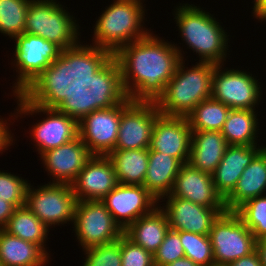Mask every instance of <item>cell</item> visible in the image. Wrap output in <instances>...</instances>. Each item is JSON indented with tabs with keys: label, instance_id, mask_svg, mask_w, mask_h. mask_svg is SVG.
<instances>
[{
	"label": "cell",
	"instance_id": "1",
	"mask_svg": "<svg viewBox=\"0 0 266 266\" xmlns=\"http://www.w3.org/2000/svg\"><path fill=\"white\" fill-rule=\"evenodd\" d=\"M181 60L180 47L150 32L122 47L96 76L112 92L131 101L156 102Z\"/></svg>",
	"mask_w": 266,
	"mask_h": 266
},
{
	"label": "cell",
	"instance_id": "2",
	"mask_svg": "<svg viewBox=\"0 0 266 266\" xmlns=\"http://www.w3.org/2000/svg\"><path fill=\"white\" fill-rule=\"evenodd\" d=\"M14 39L18 76L13 95L65 92L88 77L59 46L41 36L23 33Z\"/></svg>",
	"mask_w": 266,
	"mask_h": 266
},
{
	"label": "cell",
	"instance_id": "3",
	"mask_svg": "<svg viewBox=\"0 0 266 266\" xmlns=\"http://www.w3.org/2000/svg\"><path fill=\"white\" fill-rule=\"evenodd\" d=\"M65 93L76 104L80 139L92 155L108 156L118 139L121 95L112 92L97 76H88Z\"/></svg>",
	"mask_w": 266,
	"mask_h": 266
},
{
	"label": "cell",
	"instance_id": "4",
	"mask_svg": "<svg viewBox=\"0 0 266 266\" xmlns=\"http://www.w3.org/2000/svg\"><path fill=\"white\" fill-rule=\"evenodd\" d=\"M16 116L40 112L46 117L32 125L31 138L38 154L55 149L78 137V114L75 102L65 92L20 93ZM19 114V115H18Z\"/></svg>",
	"mask_w": 266,
	"mask_h": 266
},
{
	"label": "cell",
	"instance_id": "5",
	"mask_svg": "<svg viewBox=\"0 0 266 266\" xmlns=\"http://www.w3.org/2000/svg\"><path fill=\"white\" fill-rule=\"evenodd\" d=\"M143 6L142 0H115L98 17L94 26V42L92 45L83 44L86 61L96 71L122 47L150 33L143 28L146 16Z\"/></svg>",
	"mask_w": 266,
	"mask_h": 266
},
{
	"label": "cell",
	"instance_id": "6",
	"mask_svg": "<svg viewBox=\"0 0 266 266\" xmlns=\"http://www.w3.org/2000/svg\"><path fill=\"white\" fill-rule=\"evenodd\" d=\"M56 0H32L28 7L24 33L41 36L59 46L88 76L97 71L86 61L78 40L79 24Z\"/></svg>",
	"mask_w": 266,
	"mask_h": 266
},
{
	"label": "cell",
	"instance_id": "7",
	"mask_svg": "<svg viewBox=\"0 0 266 266\" xmlns=\"http://www.w3.org/2000/svg\"><path fill=\"white\" fill-rule=\"evenodd\" d=\"M185 60L166 84L164 93L156 100L161 115L186 117L196 105L212 97L215 64L196 62L185 70Z\"/></svg>",
	"mask_w": 266,
	"mask_h": 266
},
{
	"label": "cell",
	"instance_id": "8",
	"mask_svg": "<svg viewBox=\"0 0 266 266\" xmlns=\"http://www.w3.org/2000/svg\"><path fill=\"white\" fill-rule=\"evenodd\" d=\"M176 11V12H175ZM174 13L176 26L181 38L189 49L199 55V62H209L215 65L226 61L228 36L224 28L209 12L199 6L180 4Z\"/></svg>",
	"mask_w": 266,
	"mask_h": 266
},
{
	"label": "cell",
	"instance_id": "9",
	"mask_svg": "<svg viewBox=\"0 0 266 266\" xmlns=\"http://www.w3.org/2000/svg\"><path fill=\"white\" fill-rule=\"evenodd\" d=\"M215 265H225L253 253L256 239L235 211H225L209 232Z\"/></svg>",
	"mask_w": 266,
	"mask_h": 266
},
{
	"label": "cell",
	"instance_id": "10",
	"mask_svg": "<svg viewBox=\"0 0 266 266\" xmlns=\"http://www.w3.org/2000/svg\"><path fill=\"white\" fill-rule=\"evenodd\" d=\"M73 226L83 250L112 243L123 235V230L100 200L77 201Z\"/></svg>",
	"mask_w": 266,
	"mask_h": 266
},
{
	"label": "cell",
	"instance_id": "11",
	"mask_svg": "<svg viewBox=\"0 0 266 266\" xmlns=\"http://www.w3.org/2000/svg\"><path fill=\"white\" fill-rule=\"evenodd\" d=\"M48 183L36 189L29 184L27 208L48 228L68 221L73 223L77 200L72 185Z\"/></svg>",
	"mask_w": 266,
	"mask_h": 266
},
{
	"label": "cell",
	"instance_id": "12",
	"mask_svg": "<svg viewBox=\"0 0 266 266\" xmlns=\"http://www.w3.org/2000/svg\"><path fill=\"white\" fill-rule=\"evenodd\" d=\"M160 115L155 102L131 101L121 96V120L114 150L149 148L154 123Z\"/></svg>",
	"mask_w": 266,
	"mask_h": 266
},
{
	"label": "cell",
	"instance_id": "13",
	"mask_svg": "<svg viewBox=\"0 0 266 266\" xmlns=\"http://www.w3.org/2000/svg\"><path fill=\"white\" fill-rule=\"evenodd\" d=\"M222 66L215 65L212 98L230 109L256 110L262 95L258 80L246 70H222Z\"/></svg>",
	"mask_w": 266,
	"mask_h": 266
},
{
	"label": "cell",
	"instance_id": "14",
	"mask_svg": "<svg viewBox=\"0 0 266 266\" xmlns=\"http://www.w3.org/2000/svg\"><path fill=\"white\" fill-rule=\"evenodd\" d=\"M124 231L138 218L153 211L159 204L143 185L120 184L100 200Z\"/></svg>",
	"mask_w": 266,
	"mask_h": 266
},
{
	"label": "cell",
	"instance_id": "15",
	"mask_svg": "<svg viewBox=\"0 0 266 266\" xmlns=\"http://www.w3.org/2000/svg\"><path fill=\"white\" fill-rule=\"evenodd\" d=\"M165 198L166 205L161 209L167 216L170 229L174 231L209 235L214 221L226 211L225 208H209L177 196L162 197V201Z\"/></svg>",
	"mask_w": 266,
	"mask_h": 266
},
{
	"label": "cell",
	"instance_id": "16",
	"mask_svg": "<svg viewBox=\"0 0 266 266\" xmlns=\"http://www.w3.org/2000/svg\"><path fill=\"white\" fill-rule=\"evenodd\" d=\"M42 163L52 182L72 185L86 162L92 157L78 136L72 141L40 154Z\"/></svg>",
	"mask_w": 266,
	"mask_h": 266
},
{
	"label": "cell",
	"instance_id": "17",
	"mask_svg": "<svg viewBox=\"0 0 266 266\" xmlns=\"http://www.w3.org/2000/svg\"><path fill=\"white\" fill-rule=\"evenodd\" d=\"M118 185L108 156L92 155L72 184L77 201L102 200Z\"/></svg>",
	"mask_w": 266,
	"mask_h": 266
},
{
	"label": "cell",
	"instance_id": "18",
	"mask_svg": "<svg viewBox=\"0 0 266 266\" xmlns=\"http://www.w3.org/2000/svg\"><path fill=\"white\" fill-rule=\"evenodd\" d=\"M191 132L187 117L160 115L154 123L149 149L166 153L187 164Z\"/></svg>",
	"mask_w": 266,
	"mask_h": 266
},
{
	"label": "cell",
	"instance_id": "19",
	"mask_svg": "<svg viewBox=\"0 0 266 266\" xmlns=\"http://www.w3.org/2000/svg\"><path fill=\"white\" fill-rule=\"evenodd\" d=\"M209 208H225L223 197L216 191L212 175L183 164L169 195Z\"/></svg>",
	"mask_w": 266,
	"mask_h": 266
},
{
	"label": "cell",
	"instance_id": "20",
	"mask_svg": "<svg viewBox=\"0 0 266 266\" xmlns=\"http://www.w3.org/2000/svg\"><path fill=\"white\" fill-rule=\"evenodd\" d=\"M264 147L247 145L227 147L223 158L211 174L215 189L223 199L234 190L245 168Z\"/></svg>",
	"mask_w": 266,
	"mask_h": 266
},
{
	"label": "cell",
	"instance_id": "21",
	"mask_svg": "<svg viewBox=\"0 0 266 266\" xmlns=\"http://www.w3.org/2000/svg\"><path fill=\"white\" fill-rule=\"evenodd\" d=\"M266 191V147L245 168L234 190L224 199L226 211H235L244 202Z\"/></svg>",
	"mask_w": 266,
	"mask_h": 266
},
{
	"label": "cell",
	"instance_id": "22",
	"mask_svg": "<svg viewBox=\"0 0 266 266\" xmlns=\"http://www.w3.org/2000/svg\"><path fill=\"white\" fill-rule=\"evenodd\" d=\"M228 146L221 131H192L188 164L212 174Z\"/></svg>",
	"mask_w": 266,
	"mask_h": 266
},
{
	"label": "cell",
	"instance_id": "23",
	"mask_svg": "<svg viewBox=\"0 0 266 266\" xmlns=\"http://www.w3.org/2000/svg\"><path fill=\"white\" fill-rule=\"evenodd\" d=\"M182 165L177 158L148 148V168L143 186L160 202L162 197L171 193Z\"/></svg>",
	"mask_w": 266,
	"mask_h": 266
},
{
	"label": "cell",
	"instance_id": "24",
	"mask_svg": "<svg viewBox=\"0 0 266 266\" xmlns=\"http://www.w3.org/2000/svg\"><path fill=\"white\" fill-rule=\"evenodd\" d=\"M170 226L166 214L157 206L129 225L123 234L133 243L154 254L163 242Z\"/></svg>",
	"mask_w": 266,
	"mask_h": 266
},
{
	"label": "cell",
	"instance_id": "25",
	"mask_svg": "<svg viewBox=\"0 0 266 266\" xmlns=\"http://www.w3.org/2000/svg\"><path fill=\"white\" fill-rule=\"evenodd\" d=\"M49 255L39 245L0 229V266H44Z\"/></svg>",
	"mask_w": 266,
	"mask_h": 266
},
{
	"label": "cell",
	"instance_id": "26",
	"mask_svg": "<svg viewBox=\"0 0 266 266\" xmlns=\"http://www.w3.org/2000/svg\"><path fill=\"white\" fill-rule=\"evenodd\" d=\"M111 159L118 183L143 185L148 168V148L113 150Z\"/></svg>",
	"mask_w": 266,
	"mask_h": 266
},
{
	"label": "cell",
	"instance_id": "27",
	"mask_svg": "<svg viewBox=\"0 0 266 266\" xmlns=\"http://www.w3.org/2000/svg\"><path fill=\"white\" fill-rule=\"evenodd\" d=\"M256 111L231 109L221 130L228 145L259 146Z\"/></svg>",
	"mask_w": 266,
	"mask_h": 266
},
{
	"label": "cell",
	"instance_id": "28",
	"mask_svg": "<svg viewBox=\"0 0 266 266\" xmlns=\"http://www.w3.org/2000/svg\"><path fill=\"white\" fill-rule=\"evenodd\" d=\"M11 235L39 245L46 253V240L49 228L27 206L16 208L8 223L3 228Z\"/></svg>",
	"mask_w": 266,
	"mask_h": 266
},
{
	"label": "cell",
	"instance_id": "29",
	"mask_svg": "<svg viewBox=\"0 0 266 266\" xmlns=\"http://www.w3.org/2000/svg\"><path fill=\"white\" fill-rule=\"evenodd\" d=\"M230 110L211 97L196 105L186 117L191 131H221Z\"/></svg>",
	"mask_w": 266,
	"mask_h": 266
},
{
	"label": "cell",
	"instance_id": "30",
	"mask_svg": "<svg viewBox=\"0 0 266 266\" xmlns=\"http://www.w3.org/2000/svg\"><path fill=\"white\" fill-rule=\"evenodd\" d=\"M32 0H0V33L11 39L22 35L28 7Z\"/></svg>",
	"mask_w": 266,
	"mask_h": 266
},
{
	"label": "cell",
	"instance_id": "31",
	"mask_svg": "<svg viewBox=\"0 0 266 266\" xmlns=\"http://www.w3.org/2000/svg\"><path fill=\"white\" fill-rule=\"evenodd\" d=\"M235 212L252 232L255 239L266 238V195L251 198Z\"/></svg>",
	"mask_w": 266,
	"mask_h": 266
},
{
	"label": "cell",
	"instance_id": "32",
	"mask_svg": "<svg viewBox=\"0 0 266 266\" xmlns=\"http://www.w3.org/2000/svg\"><path fill=\"white\" fill-rule=\"evenodd\" d=\"M180 240L186 258L199 266L215 265L209 235L180 231Z\"/></svg>",
	"mask_w": 266,
	"mask_h": 266
},
{
	"label": "cell",
	"instance_id": "33",
	"mask_svg": "<svg viewBox=\"0 0 266 266\" xmlns=\"http://www.w3.org/2000/svg\"><path fill=\"white\" fill-rule=\"evenodd\" d=\"M28 181L0 170V199L12 203L16 208L26 205Z\"/></svg>",
	"mask_w": 266,
	"mask_h": 266
},
{
	"label": "cell",
	"instance_id": "34",
	"mask_svg": "<svg viewBox=\"0 0 266 266\" xmlns=\"http://www.w3.org/2000/svg\"><path fill=\"white\" fill-rule=\"evenodd\" d=\"M86 255L82 266H121V237L108 244L84 249Z\"/></svg>",
	"mask_w": 266,
	"mask_h": 266
},
{
	"label": "cell",
	"instance_id": "35",
	"mask_svg": "<svg viewBox=\"0 0 266 266\" xmlns=\"http://www.w3.org/2000/svg\"><path fill=\"white\" fill-rule=\"evenodd\" d=\"M154 266H166L185 256L181 240L180 231L169 229L158 250L153 254Z\"/></svg>",
	"mask_w": 266,
	"mask_h": 266
},
{
	"label": "cell",
	"instance_id": "36",
	"mask_svg": "<svg viewBox=\"0 0 266 266\" xmlns=\"http://www.w3.org/2000/svg\"><path fill=\"white\" fill-rule=\"evenodd\" d=\"M121 266H154V256L143 247L121 236Z\"/></svg>",
	"mask_w": 266,
	"mask_h": 266
},
{
	"label": "cell",
	"instance_id": "37",
	"mask_svg": "<svg viewBox=\"0 0 266 266\" xmlns=\"http://www.w3.org/2000/svg\"><path fill=\"white\" fill-rule=\"evenodd\" d=\"M3 118H0V153H3V150H7L8 146L13 145L14 141L11 135V131H9L7 120L3 121ZM2 151V152H1Z\"/></svg>",
	"mask_w": 266,
	"mask_h": 266
},
{
	"label": "cell",
	"instance_id": "38",
	"mask_svg": "<svg viewBox=\"0 0 266 266\" xmlns=\"http://www.w3.org/2000/svg\"><path fill=\"white\" fill-rule=\"evenodd\" d=\"M16 207L5 200L0 199V229H3L13 215Z\"/></svg>",
	"mask_w": 266,
	"mask_h": 266
},
{
	"label": "cell",
	"instance_id": "39",
	"mask_svg": "<svg viewBox=\"0 0 266 266\" xmlns=\"http://www.w3.org/2000/svg\"><path fill=\"white\" fill-rule=\"evenodd\" d=\"M227 266H262L259 255L255 250L253 253L249 254L248 256L241 257Z\"/></svg>",
	"mask_w": 266,
	"mask_h": 266
},
{
	"label": "cell",
	"instance_id": "40",
	"mask_svg": "<svg viewBox=\"0 0 266 266\" xmlns=\"http://www.w3.org/2000/svg\"><path fill=\"white\" fill-rule=\"evenodd\" d=\"M254 6H253V14L252 16H255L256 19L260 20L261 22L263 20L266 21V0H254Z\"/></svg>",
	"mask_w": 266,
	"mask_h": 266
},
{
	"label": "cell",
	"instance_id": "41",
	"mask_svg": "<svg viewBox=\"0 0 266 266\" xmlns=\"http://www.w3.org/2000/svg\"><path fill=\"white\" fill-rule=\"evenodd\" d=\"M256 251L259 255L262 266H266V238L256 240Z\"/></svg>",
	"mask_w": 266,
	"mask_h": 266
},
{
	"label": "cell",
	"instance_id": "42",
	"mask_svg": "<svg viewBox=\"0 0 266 266\" xmlns=\"http://www.w3.org/2000/svg\"><path fill=\"white\" fill-rule=\"evenodd\" d=\"M166 266H199L195 264L191 259L186 258L185 256L175 260L174 262L167 264Z\"/></svg>",
	"mask_w": 266,
	"mask_h": 266
}]
</instances>
